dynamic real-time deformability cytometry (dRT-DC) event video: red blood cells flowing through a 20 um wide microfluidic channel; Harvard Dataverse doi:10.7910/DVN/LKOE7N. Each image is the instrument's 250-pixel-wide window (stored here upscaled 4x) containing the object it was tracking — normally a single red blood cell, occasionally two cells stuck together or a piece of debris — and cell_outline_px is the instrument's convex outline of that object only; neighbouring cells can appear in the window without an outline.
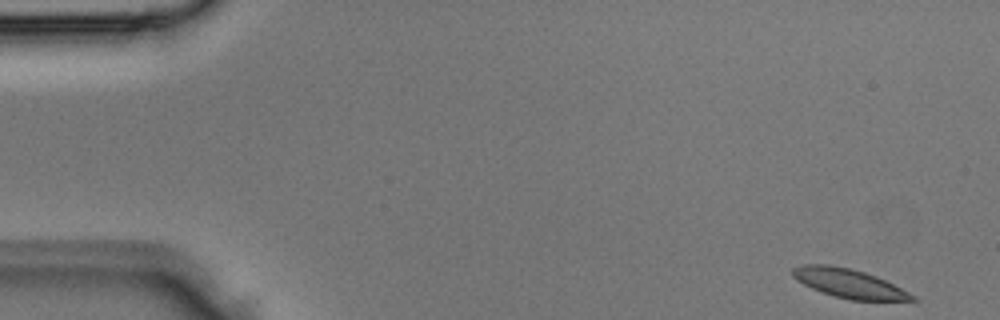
{"species": "Egyptian fruit bat (a non-hibernating species)", "species_latin": "Rousettus aegyptiacus", "temperature_condition": "room temperature", "stored_images_in_passage": 4, "camera_frame_rate_fps": 3000, "um_per_image_px": 0.085, "animal": {"sex": "male"}, "frame": {"image": 1, "passage_image": 1, "time_ms": 0.0, "image_size_px": [1000, 320], "cell_outline_px": [[916, 300], [852, 300], [832, 296], [820, 292], [796, 280], [792, 276], [792, 268], [804, 264], [828, 264], [852, 268], [876, 276], [916, 296]], "centroid_in_image_um": [72.1, 24.07], "position_along_channel_um": 12.9, "area_um2": 20.11}}